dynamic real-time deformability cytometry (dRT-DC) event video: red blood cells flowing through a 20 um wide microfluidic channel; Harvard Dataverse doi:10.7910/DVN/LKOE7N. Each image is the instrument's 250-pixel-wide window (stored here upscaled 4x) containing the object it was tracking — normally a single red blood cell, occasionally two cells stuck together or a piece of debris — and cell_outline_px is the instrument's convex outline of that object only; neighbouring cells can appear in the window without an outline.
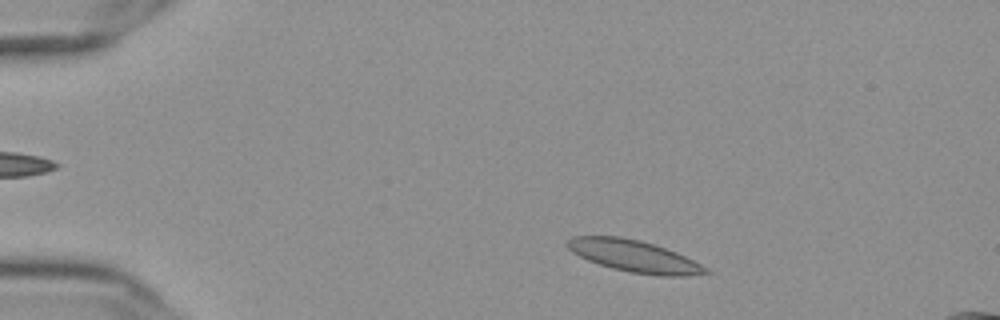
{"species": "Egyptian fruit bat (a non-hibernating species)", "species_latin": "Rousettus aegyptiacus", "temperature_condition": "cold", "stored_images_in_passage": 51, "camera_frame_rate_fps": 3000, "um_per_image_px": 0.085, "frame": {"image": 1, "passage_image": 5, "time_ms": 1.333, "image_size_px": [1000, 320], "cell_outline_px": [[712, 272], [688, 276], [660, 276], [628, 272], [612, 268], [588, 260], [572, 252], [564, 244], [572, 236], [620, 236], [640, 240], [676, 252], [708, 268]], "centroid_in_image_um": [53.89, 21.77], "position_along_channel_um": 31.1, "area_um2": 25.61}}
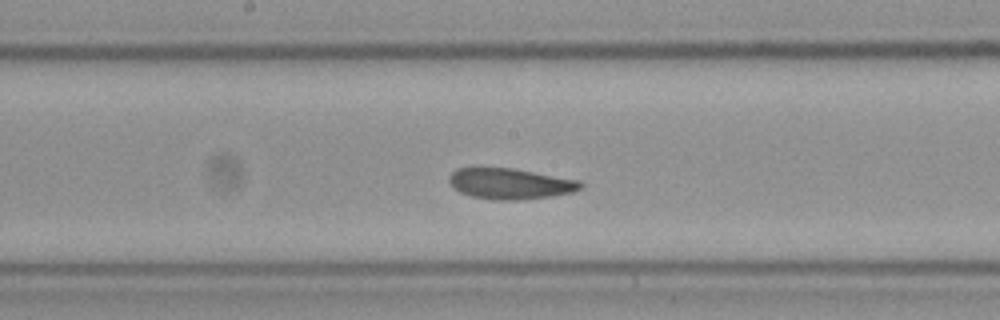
{"frame": {"image": 2, "passage_image": 25, "time_ms": 8.0, "image_size_px": [1000, 320], "cell_outline_px": [[584, 184], [580, 188], [572, 192], [552, 196], [516, 200], [496, 200], [472, 196], [460, 192], [448, 180], [448, 176], [456, 168], [476, 164], [512, 168], [580, 180]], "centroid_in_image_um": [43.29, 15.56], "position_along_channel_um": 204.9, "area_um2": 24.22}}
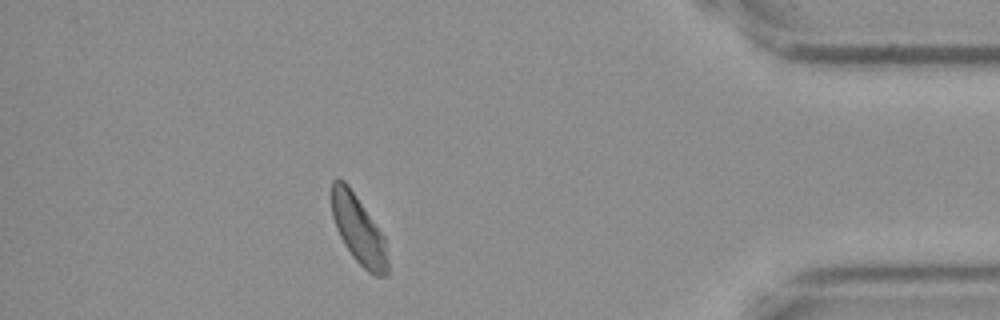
{"frame": {"image": 3, "passage_image": 45, "time_ms": 14.667, "image_size_px": [1000, 320], "cell_outline_px": [[388, 272], [384, 276], [376, 276], [368, 272], [352, 256], [344, 244], [336, 228], [332, 216], [332, 180], [344, 180], [348, 184], [384, 236], [388, 260]], "centroid_in_image_um": [30.48, 19.55], "position_along_channel_um": 404.7, "area_um2": 22.08}, "authors_computed_cell_mechanics": {"area_um2": 23.7558, "velocity_mm_per_s": 3.5858, "shape_relaxation_time_tau1_ms": 8.4532, "shape_relaxation_time_tau2_ms": 2.4962, "deformation_change_tau1": 0.1391, "deformation_change_tau2": 0.0726}}